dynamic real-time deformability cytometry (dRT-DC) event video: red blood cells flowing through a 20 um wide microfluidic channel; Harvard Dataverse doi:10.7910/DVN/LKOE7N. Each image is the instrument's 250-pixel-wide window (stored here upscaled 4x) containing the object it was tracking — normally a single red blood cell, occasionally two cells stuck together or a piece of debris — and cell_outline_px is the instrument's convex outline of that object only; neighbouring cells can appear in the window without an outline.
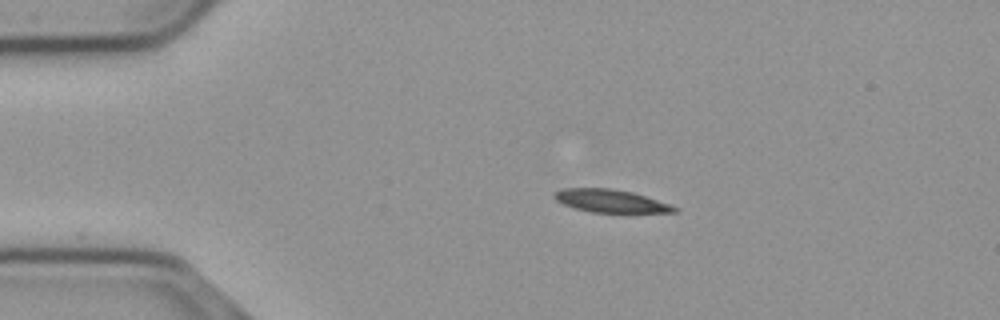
{"species": "common noctule bat (a hibernating species)", "species_latin": "Nyctalus noctula", "temperature_condition": "cold", "stored_images_in_passage": 13, "camera_frame_rate_fps": 3000, "um_per_image_px": 0.085, "animal": {"sex": "male", "body_mass_g": 23.1, "forearm_length_mm": 52.7}, "frame": {"image": 1, "passage_image": 1, "time_ms": 0.0, "image_size_px": [1000, 320], "cell_outline_px": [[680, 208], [676, 212], [592, 212], [576, 208], [564, 204], [556, 200], [552, 196], [556, 192], [564, 188], [612, 188], [632, 192]], "centroid_in_image_um": [51.88, 17.07], "position_along_channel_um": 33.1, "area_um2": 15.66}}
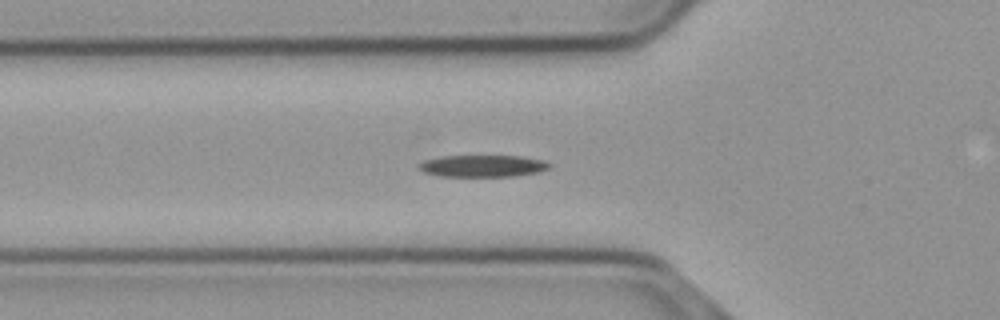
{"frame": {"image": 2, "passage_image": 9, "time_ms": 2.667, "image_size_px": [1000, 320], "cell_outline_px": [[552, 164], [548, 168], [536, 172], [516, 176], [440, 176], [424, 172], [416, 168], [424, 160], [444, 156], [520, 156], [544, 160]], "centroid_in_image_um": [41.02, 14.1], "position_along_channel_um": 84.8, "area_um2": 16.53}}
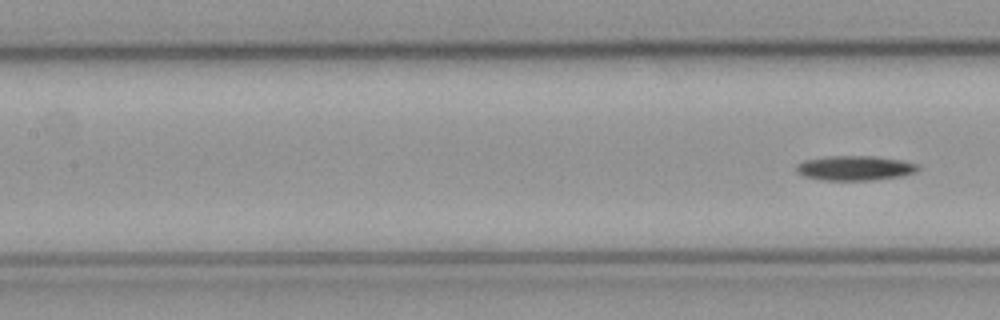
{"frame": {"image": 3, "passage_image": 13, "time_ms": 4.0, "image_size_px": [1000, 320], "cell_outline_px": [[920, 168], [916, 172], [900, 176], [872, 180], [824, 180], [804, 176], [796, 172], [796, 164], [804, 160], [828, 156], [872, 156], [900, 160], [916, 164]], "centroid_in_image_um": [72.63, 14.28], "position_along_channel_um": 134.8, "area_um2": 17.4}}